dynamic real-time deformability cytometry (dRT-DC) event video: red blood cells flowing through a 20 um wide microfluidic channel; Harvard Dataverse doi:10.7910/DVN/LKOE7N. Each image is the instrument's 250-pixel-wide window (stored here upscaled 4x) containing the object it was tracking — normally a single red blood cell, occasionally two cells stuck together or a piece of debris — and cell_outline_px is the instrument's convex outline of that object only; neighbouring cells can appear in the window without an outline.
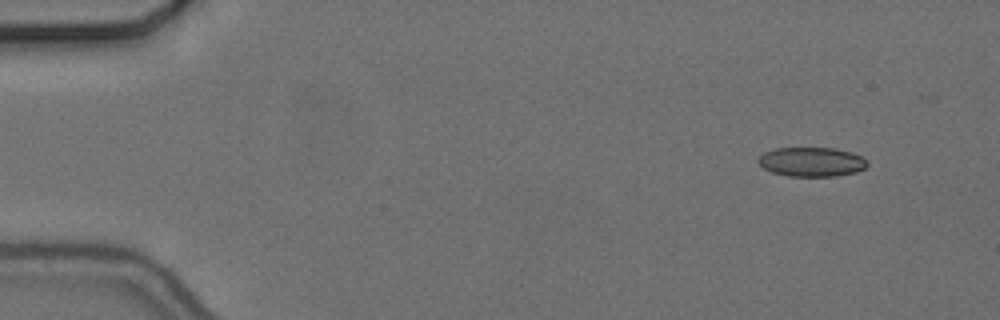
{"species": "common noctule bat (a hibernating species)", "species_latin": "Nyctalus noctula", "temperature_condition": "cold", "stored_images_in_passage": 52, "camera_frame_rate_fps": 3000, "um_per_image_px": 0.085, "animal": {"sex": "female", "body_mass_g": 24.6, "forearm_length_mm": 56.2}, "frame": {"image": 1, "passage_image": 1, "time_ms": 0.0, "image_size_px": [1000, 320], "cell_outline_px": [[868, 164], [864, 168], [856, 172], [836, 176], [788, 176], [772, 172], [764, 168], [756, 160], [764, 152], [776, 148], [836, 148], [852, 152], [868, 160]], "centroid_in_image_um": [69.0, 13.75], "position_along_channel_um": 16.0, "area_um2": 18.67}}
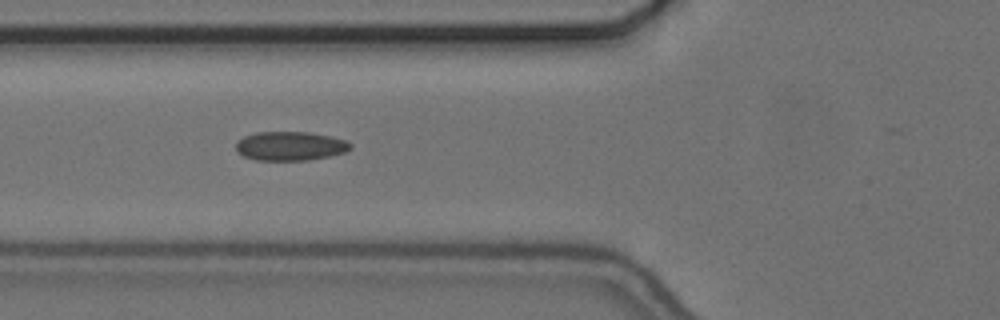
{"frame": {"image": 2, "passage_image": 17, "time_ms": 5.333, "image_size_px": [1000, 320], "cell_outline_px": [[352, 148], [344, 152], [328, 156], [308, 160], [256, 160], [244, 156], [236, 152], [236, 144], [244, 136], [256, 132], [308, 132], [332, 136], [344, 140], [352, 144]], "centroid_in_image_um": [24.66, 12.41], "position_along_channel_um": 101.1, "area_um2": 19.31}}
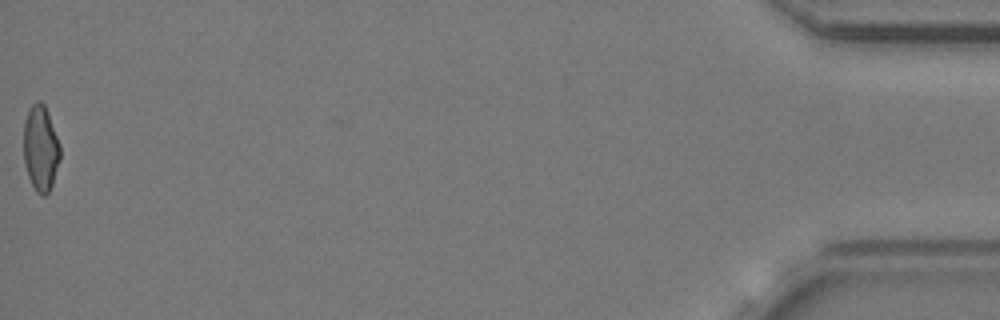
{"frame": {"image": 3, "passage_image": 52, "time_ms": 17.0, "image_size_px": [1000, 320], "cell_outline_px": [[60, 160], [52, 184], [48, 192], [44, 196], [40, 196], [36, 192], [28, 176], [24, 164], [24, 120], [28, 108], [36, 100], [40, 100], [44, 104], [48, 112], [60, 144]], "centroid_in_image_um": [3.45, 12.58], "position_along_channel_um": 431.8, "area_um2": 18.44}, "authors_computed_cell_mechanics": {"area_um2": 18.6983, "velocity_mm_per_s": 3.6844, "shape_relaxation_time_tau1_ms": null, "shape_relaxation_time_tau2_ms": 2.6575, "deformation_change_tau1": null, "deformation_change_tau2": 0.0895}}